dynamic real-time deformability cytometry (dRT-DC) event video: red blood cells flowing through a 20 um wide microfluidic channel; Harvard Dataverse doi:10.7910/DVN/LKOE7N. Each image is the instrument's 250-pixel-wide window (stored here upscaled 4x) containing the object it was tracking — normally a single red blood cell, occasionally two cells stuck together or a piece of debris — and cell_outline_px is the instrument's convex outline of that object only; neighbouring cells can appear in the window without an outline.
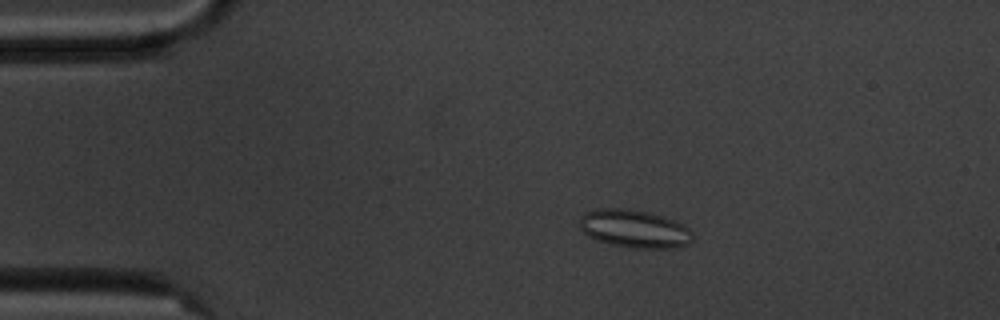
{"species": "common noctule bat (a hibernating species)", "species_latin": "Nyctalus noctula", "temperature_condition": "cold", "stored_images_in_passage": 5, "camera_frame_rate_fps": 3000, "um_per_image_px": 0.085, "animal": {"sex": "male", "body_mass_g": 20.1, "forearm_length_mm": 53.5}, "frame": {"image": 1, "passage_image": 4, "time_ms": 3.333, "image_size_px": [1000, 320], "cell_outline_px": [[692, 240], [688, 244], [676, 248], [632, 248], [608, 244], [596, 240], [588, 236], [580, 228], [580, 220], [584, 212], [596, 208], [628, 208], [648, 212], [664, 216], [684, 224], [692, 232]], "centroid_in_image_um": [53.92, 19.44], "position_along_channel_um": 31.1, "area_um2": 25.37}}